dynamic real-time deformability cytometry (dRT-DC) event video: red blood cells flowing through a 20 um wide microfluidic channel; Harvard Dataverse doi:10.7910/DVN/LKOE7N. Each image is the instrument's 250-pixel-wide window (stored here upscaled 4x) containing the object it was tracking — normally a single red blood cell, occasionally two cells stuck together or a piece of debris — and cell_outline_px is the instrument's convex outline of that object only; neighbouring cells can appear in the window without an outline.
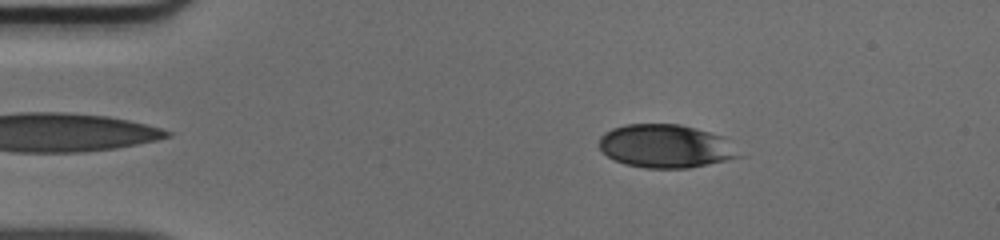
{"species": "human", "species_latin": "Homo sapiens", "temperature_condition": "cold", "stored_images_in_passage": 46, "camera_frame_rate_fps": 3000, "um_per_image_px": 0.085, "donor": {"sex": "male"}, "frame": {"image": 1, "passage_image": 5, "time_ms": 1.333, "image_size_px": [1000, 240], "cell_outline_px": [[744, 156], [728, 160], [688, 168], [644, 168], [624, 164], [608, 156], [600, 148], [600, 136], [604, 132], [612, 128], [624, 124], [680, 124], [724, 136]], "centroid_in_image_um": [56.6, 12.42], "position_along_channel_um": 28.4, "area_um2": 35.43}}
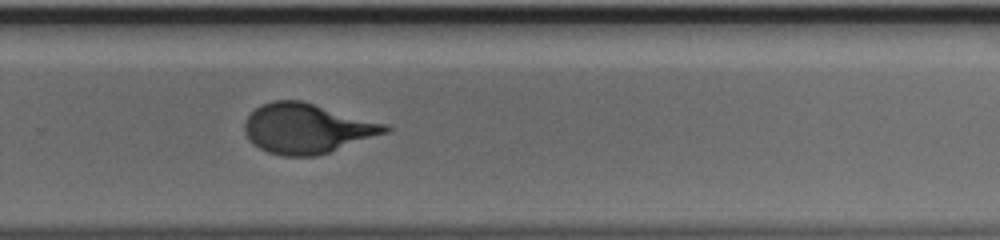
{"frame": {"image": 2, "passage_image": 30, "time_ms": 9.667, "image_size_px": [1000, 240], "cell_outline_px": [[392, 128], [388, 132], [316, 156], [284, 156], [268, 152], [252, 144], [244, 132], [244, 120], [260, 104], [272, 100], [300, 100], [388, 124]], "centroid_in_image_um": [26.06, 10.91], "position_along_channel_um": 303.7, "area_um2": 40.75}}
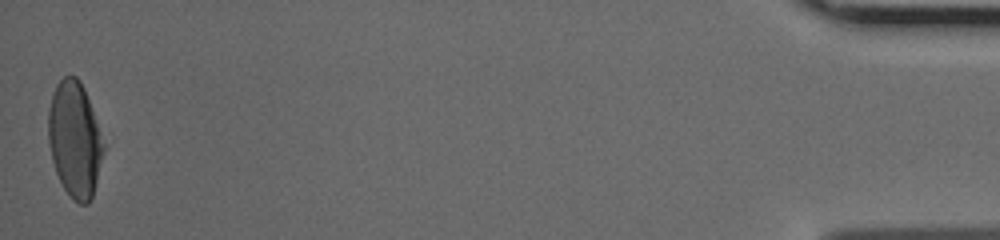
{"frame": {"image": 3, "passage_image": 46, "time_ms": 15.0, "image_size_px": [1000, 240], "cell_outline_px": [[104, 152], [92, 196], [88, 204], [80, 204], [72, 200], [64, 188], [56, 172], [52, 160], [48, 140], [48, 108], [52, 92], [56, 84], [64, 76], [76, 76], [80, 80], [84, 88], [100, 132], [104, 144]], "centroid_in_image_um": [6.33, 11.84], "position_along_channel_um": 428.9, "area_um2": 37.05}}